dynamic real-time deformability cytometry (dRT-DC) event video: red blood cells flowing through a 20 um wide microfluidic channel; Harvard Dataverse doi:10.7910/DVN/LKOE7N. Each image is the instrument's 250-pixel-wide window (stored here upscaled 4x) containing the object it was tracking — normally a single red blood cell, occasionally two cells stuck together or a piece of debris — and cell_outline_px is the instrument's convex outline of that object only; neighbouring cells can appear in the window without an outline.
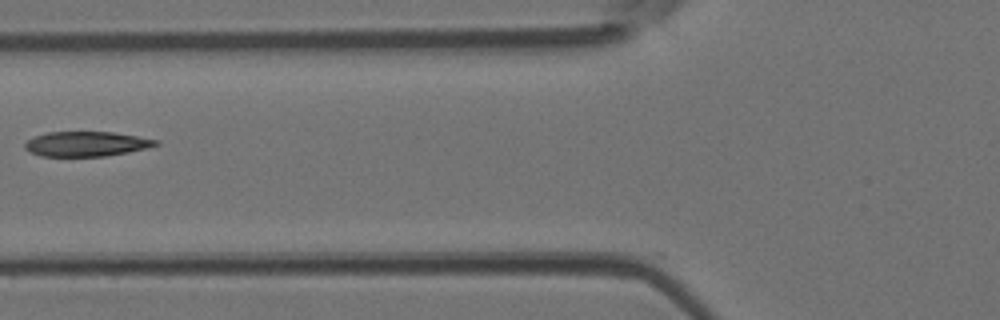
{"species": "Egyptian fruit bat (a non-hibernating species)", "species_latin": "Rousettus aegyptiacus", "temperature_condition": "room temperature", "stored_images_in_passage": 6, "camera_frame_rate_fps": 3000, "um_per_image_px": 0.085, "animal": {"sex": "female"}, "frame": {"image": 1, "passage_image": 4, "time_ms": 1.0, "image_size_px": [1000, 320], "cell_outline_px": [[160, 144], [128, 152], [104, 156], [40, 156], [24, 148], [24, 144], [32, 136], [48, 132], [112, 132], [160, 140]], "centroid_in_image_um": [7.32, 12.23], "position_along_channel_um": 118.5, "area_um2": 18.84}}